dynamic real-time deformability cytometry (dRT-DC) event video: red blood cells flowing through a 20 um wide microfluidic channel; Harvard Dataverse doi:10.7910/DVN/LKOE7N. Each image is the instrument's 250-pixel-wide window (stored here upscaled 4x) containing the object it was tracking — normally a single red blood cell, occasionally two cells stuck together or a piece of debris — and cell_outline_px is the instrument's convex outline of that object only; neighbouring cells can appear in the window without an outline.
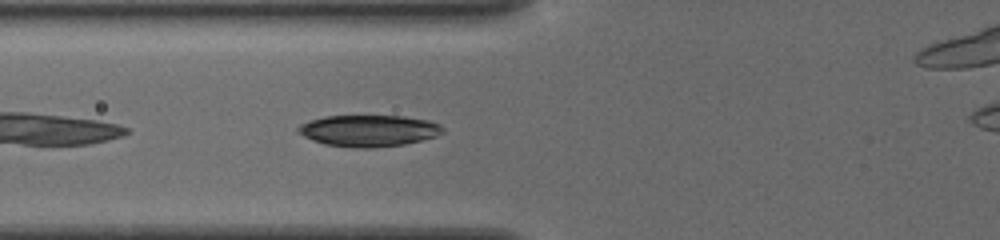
{"species": "common noctule bat (a hibernating species)", "species_latin": "Nyctalus noctula", "temperature_condition": "cold", "stored_images_in_passage": 33, "camera_frame_rate_fps": 3000, "um_per_image_px": 0.085, "animal": {"sex": "female", "body_mass_g": 19.5, "forearm_length_mm": 54.1}, "frame": {"image": 1, "passage_image": 4, "time_ms": 1.0, "image_size_px": [1000, 240], "cell_outline_px": [[444, 132], [436, 136], [404, 144], [372, 148], [352, 148], [324, 144], [312, 140], [296, 132], [296, 128], [300, 124], [308, 120], [324, 116], [404, 116], [428, 120], [440, 124], [444, 128]], "centroid_in_image_um": [31.31, 11.11], "position_along_channel_um": 94.5, "area_um2": 26.76}}
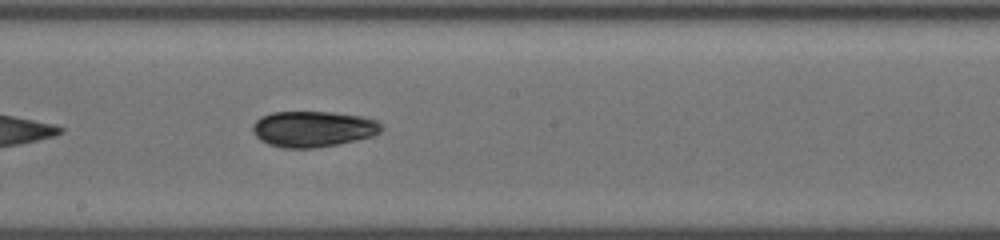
{"frame": {"image": 2, "passage_image": 14, "time_ms": 4.333, "image_size_px": [1000, 240], "cell_outline_px": [[384, 128], [380, 132], [372, 136], [356, 140], [336, 144], [312, 148], [284, 148], [268, 144], [260, 140], [252, 132], [252, 124], [260, 116], [272, 112], [332, 112], [364, 116], [376, 120]], "centroid_in_image_um": [26.59, 10.95], "position_along_channel_um": 221.6, "area_um2": 27.05}}
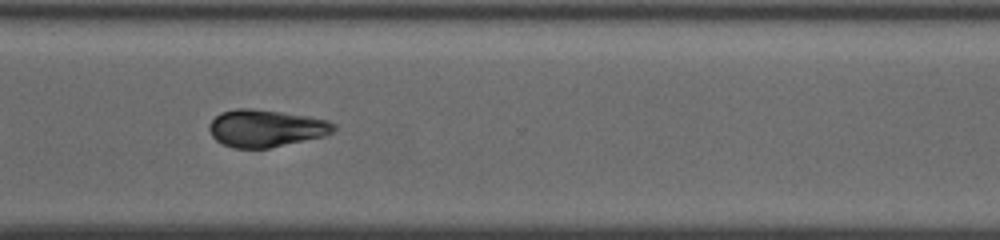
{"frame": {"image": 3, "passage_image": 24, "time_ms": 7.667, "image_size_px": [1000, 240], "cell_outline_px": [[336, 128], [332, 132], [324, 136], [268, 148], [232, 148], [220, 144], [212, 136], [208, 128], [208, 124], [220, 112], [236, 108], [252, 108], [308, 116], [328, 120], [336, 124]], "centroid_in_image_um": [22.56, 10.9], "position_along_channel_um": 348.0, "area_um2": 27.17}}